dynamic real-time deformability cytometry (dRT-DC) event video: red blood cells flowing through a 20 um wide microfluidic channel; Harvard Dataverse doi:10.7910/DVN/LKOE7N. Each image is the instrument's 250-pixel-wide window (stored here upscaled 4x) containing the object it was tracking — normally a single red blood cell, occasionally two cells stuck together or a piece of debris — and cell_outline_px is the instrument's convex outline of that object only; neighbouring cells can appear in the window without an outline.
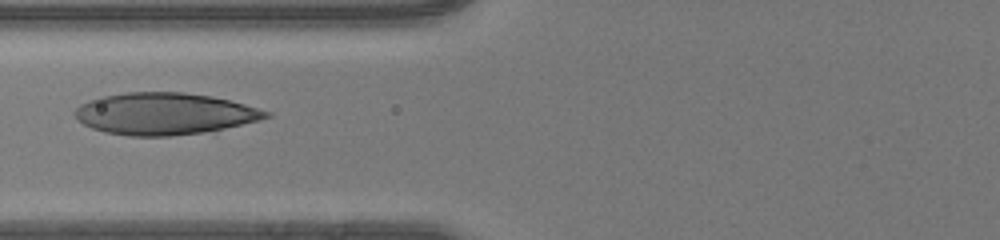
{"species": "human", "species_latin": "Homo sapiens", "temperature_condition": "room temperature", "stored_images_in_passage": 26, "camera_frame_rate_fps": 3000, "um_per_image_px": 0.085, "donor": {"sex": "male"}, "frame": {"image": 1, "passage_image": 4, "time_ms": 1.0, "image_size_px": [1000, 240], "cell_outline_px": [[264, 116], [252, 120], [236, 124], [196, 132], [112, 132], [96, 128], [88, 124], [84, 120], [104, 100], [112, 96], [144, 92], [168, 92], [204, 96], [224, 100], [240, 104], [260, 112]], "centroid_in_image_um": [14.23, 9.63], "position_along_channel_um": 111.6, "area_um2": 38.73}}
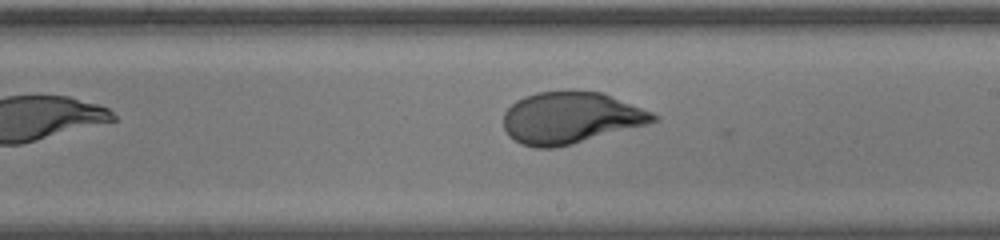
{"frame": {"image": 2, "passage_image": 13, "time_ms": 4.0, "image_size_px": [1000, 240], "cell_outline_px": [[652, 120], [564, 144], [528, 144], [516, 140], [508, 132], [504, 124], [504, 116], [520, 100], [544, 92], [596, 92], [644, 112], [652, 116]], "centroid_in_image_um": [48.34, 9.98], "position_along_channel_um": 240.7, "area_um2": 39.59}}
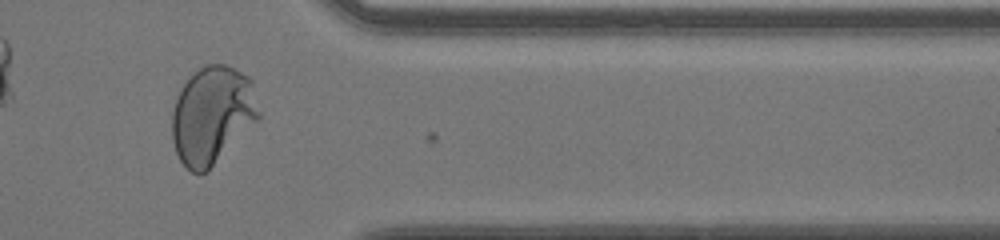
{"frame": {"image": 3, "passage_image": 24, "time_ms": 7.667, "image_size_px": [1000, 240], "cell_outline_px": [[248, 112], [208, 168], [204, 172], [196, 172], [188, 168], [184, 164], [176, 148], [176, 104], [184, 88], [192, 76], [204, 68], [208, 68], [236, 88]], "centroid_in_image_um": [17.54, 10.08], "position_along_channel_um": 393.9, "area_um2": 36.01}}